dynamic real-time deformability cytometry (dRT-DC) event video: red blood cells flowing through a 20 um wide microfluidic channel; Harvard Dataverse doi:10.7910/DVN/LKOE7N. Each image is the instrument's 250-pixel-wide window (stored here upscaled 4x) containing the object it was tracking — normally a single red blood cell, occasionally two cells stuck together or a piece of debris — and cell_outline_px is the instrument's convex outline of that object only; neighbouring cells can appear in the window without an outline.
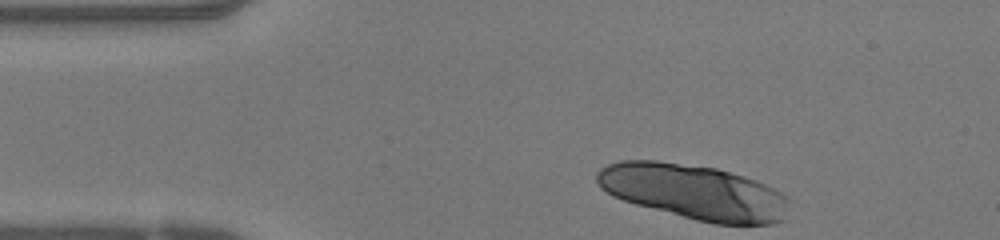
{"species": "human", "species_latin": "Homo sapiens", "temperature_condition": "warm", "stored_images_in_passage": 11, "camera_frame_rate_fps": 3000, "um_per_image_px": 0.085, "donor": {"sex": "female"}, "frame": {"image": 1, "passage_image": 1, "time_ms": 0.0, "image_size_px": [1000, 240], "cell_outline_px": [[792, 200], [784, 220], [772, 224], [716, 224], [696, 220], [636, 204], [612, 196], [600, 188], [596, 180], [596, 172], [600, 168], [608, 164], [620, 160], [656, 160], [716, 168], [744, 176], [756, 180], [788, 196]], "centroid_in_image_um": [59.0, 16.31], "position_along_channel_um": 26.0, "area_um2": 61.96}}